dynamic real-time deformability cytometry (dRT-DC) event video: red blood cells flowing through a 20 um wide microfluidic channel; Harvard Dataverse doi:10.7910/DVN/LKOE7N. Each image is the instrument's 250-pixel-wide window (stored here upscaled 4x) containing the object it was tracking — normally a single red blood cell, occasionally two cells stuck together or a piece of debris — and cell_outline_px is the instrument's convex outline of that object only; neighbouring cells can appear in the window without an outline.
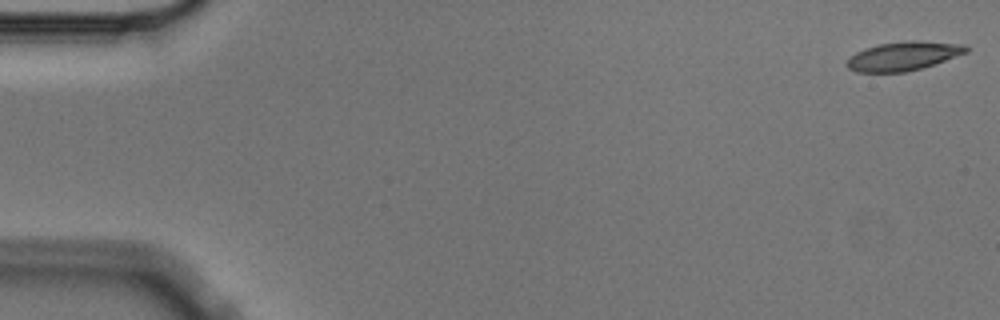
{"species": "Egyptian fruit bat (a non-hibernating species)", "species_latin": "Rousettus aegyptiacus", "temperature_condition": "cold", "stored_images_in_passage": 3, "camera_frame_rate_fps": 3000, "um_per_image_px": 0.085, "animal": {"sex": "male"}, "frame": {"image": 1, "passage_image": 1, "time_ms": 0.0, "image_size_px": [1000, 320], "cell_outline_px": [[968, 52], [920, 68], [904, 72], [856, 72], [848, 68], [844, 64], [856, 52], [864, 48], [880, 44], [904, 40], [920, 40], [964, 44], [968, 48]], "centroid_in_image_um": [76.76, 4.75], "position_along_channel_um": 8.2, "area_um2": 20.0}}